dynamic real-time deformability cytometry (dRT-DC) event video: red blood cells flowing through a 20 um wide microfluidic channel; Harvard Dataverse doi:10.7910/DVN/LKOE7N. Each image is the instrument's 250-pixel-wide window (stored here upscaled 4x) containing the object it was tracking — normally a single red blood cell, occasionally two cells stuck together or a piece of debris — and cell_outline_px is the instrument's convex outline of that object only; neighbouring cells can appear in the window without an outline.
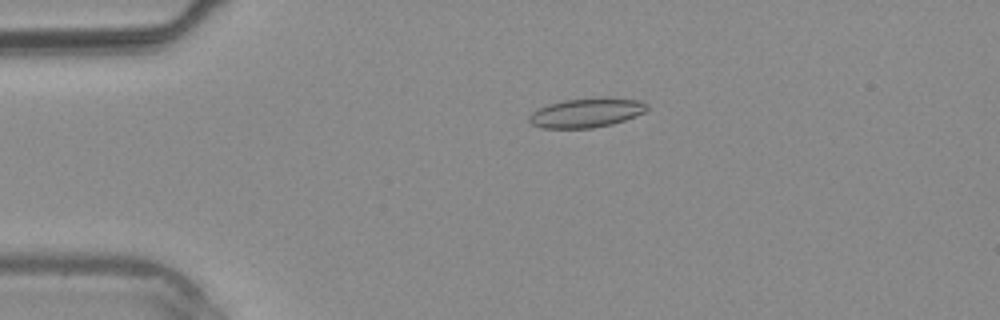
{"species": "common noctule bat (a hibernating species)", "species_latin": "Nyctalus noctula", "temperature_condition": "warm", "stored_images_in_passage": 3, "camera_frame_rate_fps": 3000, "um_per_image_px": 0.085, "animal": {"sex": "male", "body_mass_g": 20.4}, "frame": {"image": 1, "passage_image": 2, "time_ms": 1.333, "image_size_px": [1000, 320], "cell_outline_px": [[648, 108], [644, 112], [636, 116], [612, 124], [592, 128], [540, 128], [532, 124], [528, 120], [528, 116], [532, 112], [548, 104], [564, 100], [604, 96], [608, 96], [640, 100], [648, 104]], "centroid_in_image_um": [49.87, 9.56], "position_along_channel_um": 35.1, "area_um2": 20.46}}